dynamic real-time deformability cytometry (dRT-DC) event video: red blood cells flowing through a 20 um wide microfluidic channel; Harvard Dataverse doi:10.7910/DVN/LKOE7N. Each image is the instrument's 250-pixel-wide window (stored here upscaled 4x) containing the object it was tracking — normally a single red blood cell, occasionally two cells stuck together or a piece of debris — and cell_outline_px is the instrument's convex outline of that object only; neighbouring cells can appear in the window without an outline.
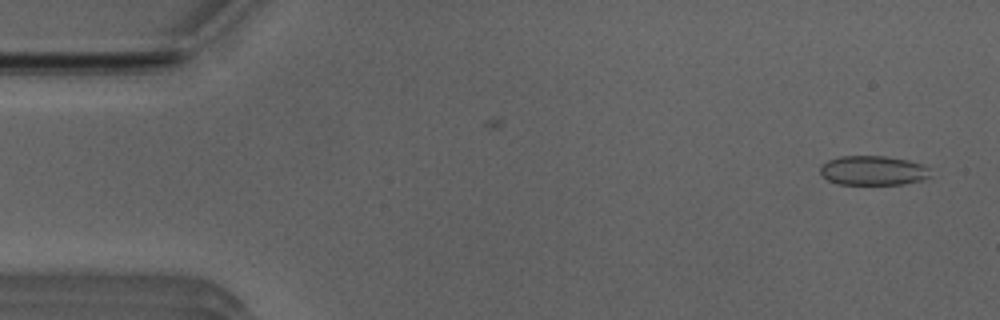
{"species": "Egyptian fruit bat (a non-hibernating species)", "species_latin": "Rousettus aegyptiacus", "temperature_condition": "room temperature", "stored_images_in_passage": 50, "camera_frame_rate_fps": 3000, "um_per_image_px": 0.085, "animal": {"sex": "male"}, "frame": {"image": 1, "passage_image": 1, "time_ms": 0.0, "image_size_px": [1000, 320], "cell_outline_px": [[932, 176], [924, 180], [904, 184], [840, 184], [828, 180], [820, 172], [820, 168], [828, 160], [840, 156], [884, 156], [908, 160], [924, 164], [928, 168]], "centroid_in_image_um": [74.27, 14.49], "position_along_channel_um": 10.7, "area_um2": 18.96}}
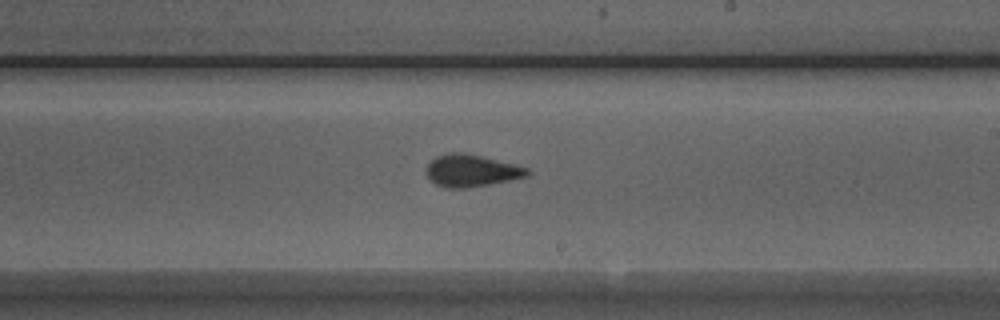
{"frame": {"image": 2, "passage_image": 28, "time_ms": 9.0, "image_size_px": [1000, 320], "cell_outline_px": [[532, 172], [528, 176], [488, 184], [464, 188], [448, 188], [436, 184], [424, 172], [428, 164], [436, 156], [452, 152], [464, 152], [528, 168]], "centroid_in_image_um": [40.04, 14.5], "position_along_channel_um": 249.0, "area_um2": 18.61}}
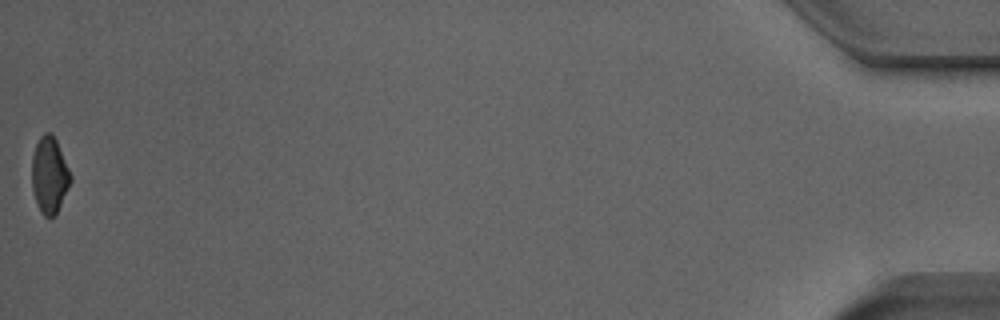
{"frame": {"image": 3, "passage_image": 50, "time_ms": 16.333, "image_size_px": [1000, 320], "cell_outline_px": [[72, 180], [56, 212], [52, 216], [44, 216], [40, 212], [32, 188], [32, 156], [36, 144], [40, 136], [44, 132], [52, 132], [56, 140], [72, 176]], "centroid_in_image_um": [4.19, 14.84], "position_along_channel_um": 431.0, "area_um2": 16.99}, "authors_computed_cell_mechanics": {"area_um2": 18.5827, "velocity_mm_per_s": 3.9335, "shape_relaxation_time_tau1_ms": 3.4176, "shape_relaxation_time_tau2_ms": 2.6626, "deformation_change_tau1": 0.083, "deformation_change_tau2": 0.0592}}